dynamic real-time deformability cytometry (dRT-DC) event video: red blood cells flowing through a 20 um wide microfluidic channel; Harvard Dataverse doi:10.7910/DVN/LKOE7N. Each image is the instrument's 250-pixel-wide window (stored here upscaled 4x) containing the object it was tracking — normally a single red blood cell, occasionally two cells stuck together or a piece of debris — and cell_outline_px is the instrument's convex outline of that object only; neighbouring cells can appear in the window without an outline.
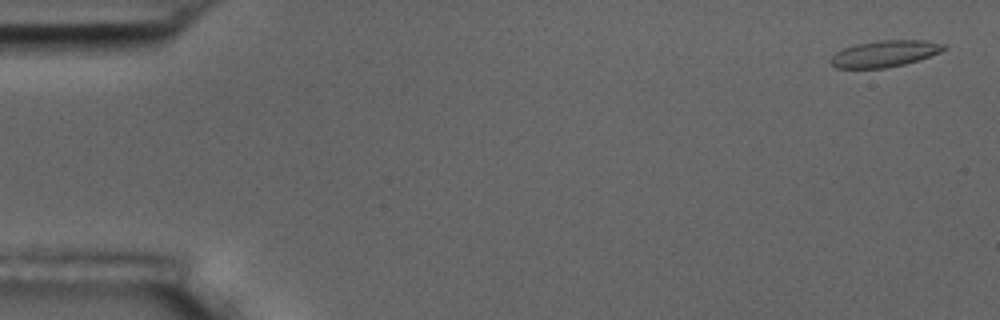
{"species": "common noctule bat (a hibernating species)", "species_latin": "Nyctalus noctula", "temperature_condition": "room temperature", "stored_images_in_passage": 5, "camera_frame_rate_fps": 3000, "um_per_image_px": 0.085, "animal": {"sex": "male", "body_mass_g": 17.5, "forearm_length_mm": 52.3}, "frame": {"image": 1, "passage_image": 1, "time_ms": 0.0, "image_size_px": [1000, 320], "cell_outline_px": [[948, 48], [940, 52], [904, 64], [884, 68], [836, 68], [828, 60], [836, 52], [844, 48], [856, 44], [880, 40], [924, 40], [948, 44]], "centroid_in_image_um": [75.21, 4.55], "position_along_channel_um": 9.8, "area_um2": 17.4}}
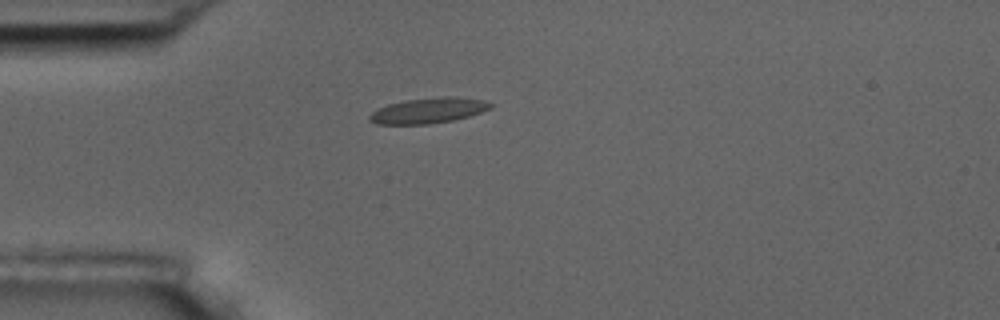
{"frame": {"image": 2, "passage_image": 4, "time_ms": 4.333, "image_size_px": [1000, 320], "cell_outline_px": [[496, 104], [492, 108], [468, 116], [452, 120], [428, 124], [376, 124], [368, 120], [368, 116], [376, 108], [388, 104], [404, 100], [440, 96], [456, 96], [484, 100]], "centroid_in_image_um": [36.41, 9.38], "position_along_channel_um": 48.6, "area_um2": 18.21}}